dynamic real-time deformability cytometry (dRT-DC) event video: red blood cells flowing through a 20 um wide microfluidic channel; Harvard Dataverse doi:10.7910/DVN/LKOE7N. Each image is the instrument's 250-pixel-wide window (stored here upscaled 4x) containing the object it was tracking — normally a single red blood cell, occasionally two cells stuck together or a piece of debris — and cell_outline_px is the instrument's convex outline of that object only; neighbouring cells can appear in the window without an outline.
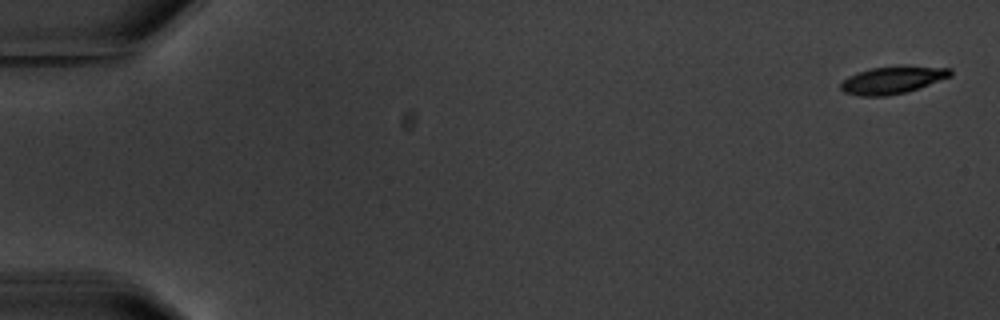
{"species": "common noctule bat (a hibernating species)", "species_latin": "Nyctalus noctula", "temperature_condition": "warm", "stored_images_in_passage": 2, "camera_frame_rate_fps": 3000, "um_per_image_px": 0.085, "animal": {"sex": "male", "body_mass_g": 20.1, "forearm_length_mm": 53.5}, "frame": {"image": 1, "passage_image": 1, "time_ms": 0.0, "image_size_px": [1000, 320], "cell_outline_px": [[952, 76], [920, 88], [888, 96], [860, 96], [844, 92], [840, 88], [840, 84], [848, 76], [872, 68], [904, 64], [952, 68]], "centroid_in_image_um": [75.92, 6.77], "position_along_channel_um": 9.1, "area_um2": 17.86}}